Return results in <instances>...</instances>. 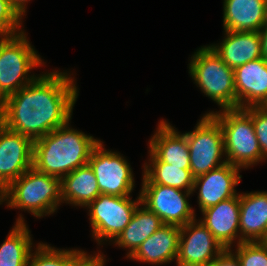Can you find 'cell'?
<instances>
[{
	"label": "cell",
	"mask_w": 267,
	"mask_h": 266,
	"mask_svg": "<svg viewBox=\"0 0 267 266\" xmlns=\"http://www.w3.org/2000/svg\"><path fill=\"white\" fill-rule=\"evenodd\" d=\"M239 243L264 242L267 237V192L239 194Z\"/></svg>",
	"instance_id": "2e32d148"
},
{
	"label": "cell",
	"mask_w": 267,
	"mask_h": 266,
	"mask_svg": "<svg viewBox=\"0 0 267 266\" xmlns=\"http://www.w3.org/2000/svg\"><path fill=\"white\" fill-rule=\"evenodd\" d=\"M262 29H267V2L264 9Z\"/></svg>",
	"instance_id": "d6a6232c"
},
{
	"label": "cell",
	"mask_w": 267,
	"mask_h": 266,
	"mask_svg": "<svg viewBox=\"0 0 267 266\" xmlns=\"http://www.w3.org/2000/svg\"><path fill=\"white\" fill-rule=\"evenodd\" d=\"M149 141L150 151L164 163L190 169V151L186 134H179L173 126L161 120Z\"/></svg>",
	"instance_id": "ac0fdd59"
},
{
	"label": "cell",
	"mask_w": 267,
	"mask_h": 266,
	"mask_svg": "<svg viewBox=\"0 0 267 266\" xmlns=\"http://www.w3.org/2000/svg\"><path fill=\"white\" fill-rule=\"evenodd\" d=\"M100 142L93 148L88 164L92 168L101 194L130 196L134 189L130 163L119 153L103 148Z\"/></svg>",
	"instance_id": "9c48e42d"
},
{
	"label": "cell",
	"mask_w": 267,
	"mask_h": 266,
	"mask_svg": "<svg viewBox=\"0 0 267 266\" xmlns=\"http://www.w3.org/2000/svg\"><path fill=\"white\" fill-rule=\"evenodd\" d=\"M179 238L180 226L163 224L140 245L130 259L153 265L169 264L177 258Z\"/></svg>",
	"instance_id": "d6986e66"
},
{
	"label": "cell",
	"mask_w": 267,
	"mask_h": 266,
	"mask_svg": "<svg viewBox=\"0 0 267 266\" xmlns=\"http://www.w3.org/2000/svg\"><path fill=\"white\" fill-rule=\"evenodd\" d=\"M252 122L264 160L267 159V108L252 107Z\"/></svg>",
	"instance_id": "83f0119b"
},
{
	"label": "cell",
	"mask_w": 267,
	"mask_h": 266,
	"mask_svg": "<svg viewBox=\"0 0 267 266\" xmlns=\"http://www.w3.org/2000/svg\"><path fill=\"white\" fill-rule=\"evenodd\" d=\"M149 164L143 167L142 184H161L184 191H192L194 177L190 169H182V166H172L161 162L149 150Z\"/></svg>",
	"instance_id": "603a6c76"
},
{
	"label": "cell",
	"mask_w": 267,
	"mask_h": 266,
	"mask_svg": "<svg viewBox=\"0 0 267 266\" xmlns=\"http://www.w3.org/2000/svg\"><path fill=\"white\" fill-rule=\"evenodd\" d=\"M204 226L211 231L213 236L223 245L231 248L233 242L238 238L239 244V222H240V200L239 194L235 197L223 200L217 205L201 211Z\"/></svg>",
	"instance_id": "9a60e30c"
},
{
	"label": "cell",
	"mask_w": 267,
	"mask_h": 266,
	"mask_svg": "<svg viewBox=\"0 0 267 266\" xmlns=\"http://www.w3.org/2000/svg\"><path fill=\"white\" fill-rule=\"evenodd\" d=\"M236 109L267 104V59L249 61L233 69Z\"/></svg>",
	"instance_id": "5bb4252c"
},
{
	"label": "cell",
	"mask_w": 267,
	"mask_h": 266,
	"mask_svg": "<svg viewBox=\"0 0 267 266\" xmlns=\"http://www.w3.org/2000/svg\"><path fill=\"white\" fill-rule=\"evenodd\" d=\"M263 57L267 59V29L260 30Z\"/></svg>",
	"instance_id": "1f68e13d"
},
{
	"label": "cell",
	"mask_w": 267,
	"mask_h": 266,
	"mask_svg": "<svg viewBox=\"0 0 267 266\" xmlns=\"http://www.w3.org/2000/svg\"><path fill=\"white\" fill-rule=\"evenodd\" d=\"M33 167V141L0 122V193Z\"/></svg>",
	"instance_id": "7c38bea8"
},
{
	"label": "cell",
	"mask_w": 267,
	"mask_h": 266,
	"mask_svg": "<svg viewBox=\"0 0 267 266\" xmlns=\"http://www.w3.org/2000/svg\"><path fill=\"white\" fill-rule=\"evenodd\" d=\"M142 206L140 204V207H137L130 223L113 241L119 247L128 249L127 258H130L140 245L164 224L155 213Z\"/></svg>",
	"instance_id": "7402d4cb"
},
{
	"label": "cell",
	"mask_w": 267,
	"mask_h": 266,
	"mask_svg": "<svg viewBox=\"0 0 267 266\" xmlns=\"http://www.w3.org/2000/svg\"><path fill=\"white\" fill-rule=\"evenodd\" d=\"M206 266H241V264L231 248H226Z\"/></svg>",
	"instance_id": "f1b7e54d"
},
{
	"label": "cell",
	"mask_w": 267,
	"mask_h": 266,
	"mask_svg": "<svg viewBox=\"0 0 267 266\" xmlns=\"http://www.w3.org/2000/svg\"><path fill=\"white\" fill-rule=\"evenodd\" d=\"M266 2L267 0H224V30L260 31Z\"/></svg>",
	"instance_id": "ffe728a7"
},
{
	"label": "cell",
	"mask_w": 267,
	"mask_h": 266,
	"mask_svg": "<svg viewBox=\"0 0 267 266\" xmlns=\"http://www.w3.org/2000/svg\"><path fill=\"white\" fill-rule=\"evenodd\" d=\"M221 125L225 159L241 169L264 161L252 122V107L210 111Z\"/></svg>",
	"instance_id": "277c9868"
},
{
	"label": "cell",
	"mask_w": 267,
	"mask_h": 266,
	"mask_svg": "<svg viewBox=\"0 0 267 266\" xmlns=\"http://www.w3.org/2000/svg\"><path fill=\"white\" fill-rule=\"evenodd\" d=\"M185 134L190 151V171L194 178L227 162L222 160L225 156L223 131L211 114L203 115L195 129Z\"/></svg>",
	"instance_id": "ba28073f"
},
{
	"label": "cell",
	"mask_w": 267,
	"mask_h": 266,
	"mask_svg": "<svg viewBox=\"0 0 267 266\" xmlns=\"http://www.w3.org/2000/svg\"><path fill=\"white\" fill-rule=\"evenodd\" d=\"M34 253L31 252L26 266H72L85 251L56 249L39 243Z\"/></svg>",
	"instance_id": "d4e9b609"
},
{
	"label": "cell",
	"mask_w": 267,
	"mask_h": 266,
	"mask_svg": "<svg viewBox=\"0 0 267 266\" xmlns=\"http://www.w3.org/2000/svg\"><path fill=\"white\" fill-rule=\"evenodd\" d=\"M22 18L11 7L9 0H0V36H12L23 32Z\"/></svg>",
	"instance_id": "4316f807"
},
{
	"label": "cell",
	"mask_w": 267,
	"mask_h": 266,
	"mask_svg": "<svg viewBox=\"0 0 267 266\" xmlns=\"http://www.w3.org/2000/svg\"><path fill=\"white\" fill-rule=\"evenodd\" d=\"M189 74L201 91L223 109H236L234 71L210 46L196 50Z\"/></svg>",
	"instance_id": "5b68a950"
},
{
	"label": "cell",
	"mask_w": 267,
	"mask_h": 266,
	"mask_svg": "<svg viewBox=\"0 0 267 266\" xmlns=\"http://www.w3.org/2000/svg\"><path fill=\"white\" fill-rule=\"evenodd\" d=\"M27 210L35 217L56 212L62 200L61 179L31 167L0 193V205Z\"/></svg>",
	"instance_id": "3957f363"
},
{
	"label": "cell",
	"mask_w": 267,
	"mask_h": 266,
	"mask_svg": "<svg viewBox=\"0 0 267 266\" xmlns=\"http://www.w3.org/2000/svg\"><path fill=\"white\" fill-rule=\"evenodd\" d=\"M20 214L0 246V266H26L33 243L30 230Z\"/></svg>",
	"instance_id": "cb8c5ba5"
},
{
	"label": "cell",
	"mask_w": 267,
	"mask_h": 266,
	"mask_svg": "<svg viewBox=\"0 0 267 266\" xmlns=\"http://www.w3.org/2000/svg\"><path fill=\"white\" fill-rule=\"evenodd\" d=\"M218 45H209L232 69L263 57L260 31H227Z\"/></svg>",
	"instance_id": "e0dca14e"
},
{
	"label": "cell",
	"mask_w": 267,
	"mask_h": 266,
	"mask_svg": "<svg viewBox=\"0 0 267 266\" xmlns=\"http://www.w3.org/2000/svg\"><path fill=\"white\" fill-rule=\"evenodd\" d=\"M62 200L74 206L86 207L101 193L96 175L89 164L78 167L61 179Z\"/></svg>",
	"instance_id": "44dd1931"
},
{
	"label": "cell",
	"mask_w": 267,
	"mask_h": 266,
	"mask_svg": "<svg viewBox=\"0 0 267 266\" xmlns=\"http://www.w3.org/2000/svg\"><path fill=\"white\" fill-rule=\"evenodd\" d=\"M105 262L103 254L89 255L85 252L72 266H104Z\"/></svg>",
	"instance_id": "f546056e"
},
{
	"label": "cell",
	"mask_w": 267,
	"mask_h": 266,
	"mask_svg": "<svg viewBox=\"0 0 267 266\" xmlns=\"http://www.w3.org/2000/svg\"><path fill=\"white\" fill-rule=\"evenodd\" d=\"M225 248L204 224L196 219L180 226L177 266H206Z\"/></svg>",
	"instance_id": "8fae6325"
},
{
	"label": "cell",
	"mask_w": 267,
	"mask_h": 266,
	"mask_svg": "<svg viewBox=\"0 0 267 266\" xmlns=\"http://www.w3.org/2000/svg\"><path fill=\"white\" fill-rule=\"evenodd\" d=\"M54 71L37 78L0 103V122L33 142L71 120L78 97L74 79Z\"/></svg>",
	"instance_id": "6da1fadb"
},
{
	"label": "cell",
	"mask_w": 267,
	"mask_h": 266,
	"mask_svg": "<svg viewBox=\"0 0 267 266\" xmlns=\"http://www.w3.org/2000/svg\"><path fill=\"white\" fill-rule=\"evenodd\" d=\"M44 64L25 32L0 36V103L9 95L33 82L31 69Z\"/></svg>",
	"instance_id": "8992f818"
},
{
	"label": "cell",
	"mask_w": 267,
	"mask_h": 266,
	"mask_svg": "<svg viewBox=\"0 0 267 266\" xmlns=\"http://www.w3.org/2000/svg\"><path fill=\"white\" fill-rule=\"evenodd\" d=\"M141 204L155 213L164 224L183 226L196 219L187 198L192 191H182L161 184H142Z\"/></svg>",
	"instance_id": "30bf717a"
},
{
	"label": "cell",
	"mask_w": 267,
	"mask_h": 266,
	"mask_svg": "<svg viewBox=\"0 0 267 266\" xmlns=\"http://www.w3.org/2000/svg\"><path fill=\"white\" fill-rule=\"evenodd\" d=\"M240 169L226 162L220 167L194 178L192 192L199 189L200 211L239 194L236 193L235 186L239 184L242 177L239 174Z\"/></svg>",
	"instance_id": "4fadbf2b"
},
{
	"label": "cell",
	"mask_w": 267,
	"mask_h": 266,
	"mask_svg": "<svg viewBox=\"0 0 267 266\" xmlns=\"http://www.w3.org/2000/svg\"><path fill=\"white\" fill-rule=\"evenodd\" d=\"M140 204V194L136 200H132L130 196L100 194L86 206L89 208L93 238L98 244L109 239L114 241L130 223Z\"/></svg>",
	"instance_id": "52a82bcc"
},
{
	"label": "cell",
	"mask_w": 267,
	"mask_h": 266,
	"mask_svg": "<svg viewBox=\"0 0 267 266\" xmlns=\"http://www.w3.org/2000/svg\"><path fill=\"white\" fill-rule=\"evenodd\" d=\"M30 0H9L11 7L18 13L22 18L26 12V3Z\"/></svg>",
	"instance_id": "4dcf8cb0"
},
{
	"label": "cell",
	"mask_w": 267,
	"mask_h": 266,
	"mask_svg": "<svg viewBox=\"0 0 267 266\" xmlns=\"http://www.w3.org/2000/svg\"><path fill=\"white\" fill-rule=\"evenodd\" d=\"M235 255L241 266H267V244L265 242H241Z\"/></svg>",
	"instance_id": "484cf974"
},
{
	"label": "cell",
	"mask_w": 267,
	"mask_h": 266,
	"mask_svg": "<svg viewBox=\"0 0 267 266\" xmlns=\"http://www.w3.org/2000/svg\"><path fill=\"white\" fill-rule=\"evenodd\" d=\"M69 121L33 142V167L62 179L88 164L93 148L100 142L93 136L70 128Z\"/></svg>",
	"instance_id": "7a4b0ae2"
}]
</instances>
